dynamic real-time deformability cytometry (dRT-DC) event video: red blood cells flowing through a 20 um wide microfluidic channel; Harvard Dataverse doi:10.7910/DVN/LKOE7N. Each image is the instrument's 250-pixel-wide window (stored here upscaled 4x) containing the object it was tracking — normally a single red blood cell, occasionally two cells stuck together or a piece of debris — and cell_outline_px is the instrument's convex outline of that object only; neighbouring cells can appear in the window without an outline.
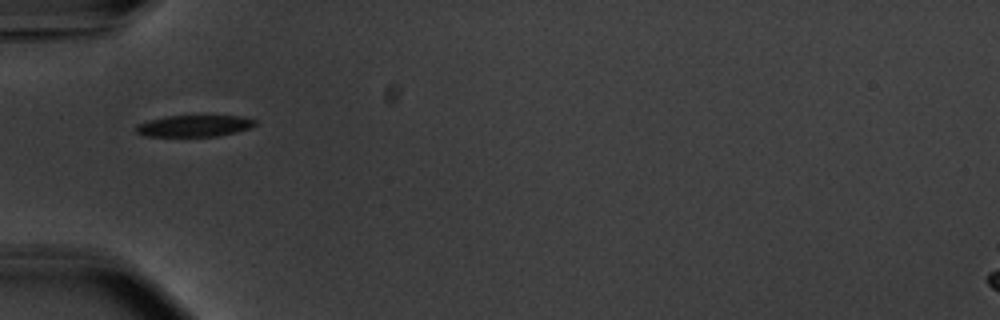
{"species": "common noctule bat (a hibernating species)", "species_latin": "Nyctalus noctula", "temperature_condition": "warm", "stored_images_in_passage": 37, "camera_frame_rate_fps": 3000, "um_per_image_px": 0.085, "animal": {"sex": "male", "body_mass_g": 20.1, "forearm_length_mm": 53.5}, "frame": {"image": 1, "passage_image": 1, "time_ms": 0.0, "image_size_px": [1000, 320], "cell_outline_px": [[256, 124], [252, 128], [236, 132], [216, 136], [144, 136], [136, 132], [136, 124], [148, 120], [164, 116], [204, 112], [244, 116], [256, 120]], "centroid_in_image_um": [16.58, 10.63], "position_along_channel_um": 68.4, "area_um2": 16.18}}
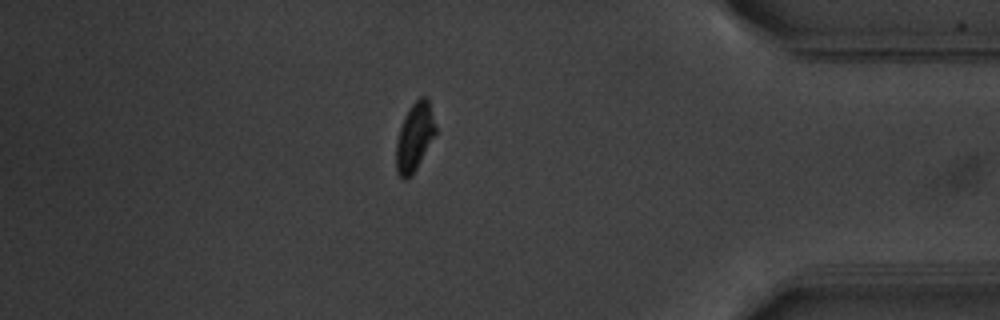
{"frame": {"image": 2, "passage_image": 30, "time_ms": 9.667, "image_size_px": [1000, 320], "cell_outline_px": [[436, 132], [412, 176], [404, 180], [396, 172], [396, 140], [404, 116], [408, 108], [420, 96], [428, 96], [436, 128]], "centroid_in_image_um": [35.22, 11.62], "position_along_channel_um": 400.0, "area_um2": 15.66}}
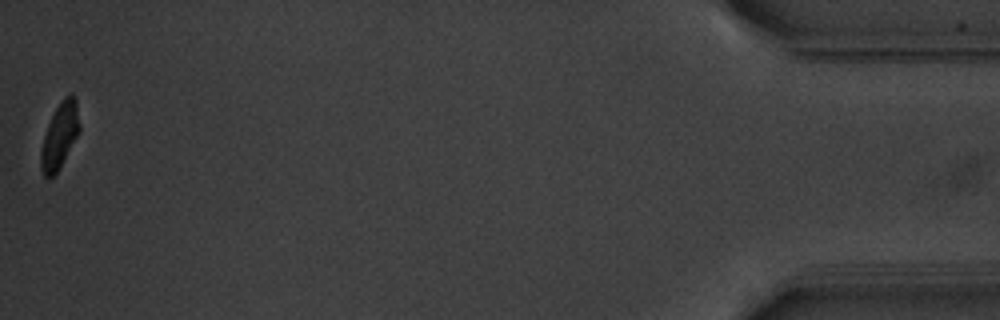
{"frame": {"image": 3, "passage_image": 37, "time_ms": 12.0, "image_size_px": [1000, 320], "cell_outline_px": [[80, 132], [56, 172], [52, 176], [44, 176], [40, 168], [40, 152], [44, 136], [48, 124], [56, 108], [64, 96], [72, 92], [76, 96], [80, 124]], "centroid_in_image_um": [5.09, 11.47], "position_along_channel_um": 430.1, "area_um2": 14.68}, "authors_computed_cell_mechanics": {"area_um2": 16.184, "velocity_mm_per_s": 3.7315, "shape_relaxation_time_tau1_ms": 2.3747, "shape_relaxation_time_tau2_ms": null, "deformation_change_tau1": 0.1528, "deformation_change_tau2": null}}